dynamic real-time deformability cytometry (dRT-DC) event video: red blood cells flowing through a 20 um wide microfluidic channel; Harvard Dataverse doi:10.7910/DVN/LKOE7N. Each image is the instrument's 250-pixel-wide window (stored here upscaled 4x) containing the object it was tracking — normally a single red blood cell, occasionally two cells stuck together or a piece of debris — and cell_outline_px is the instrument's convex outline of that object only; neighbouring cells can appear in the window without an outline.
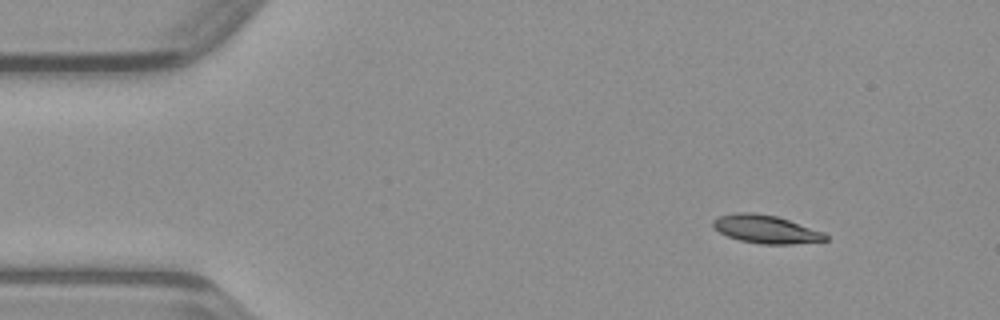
{"species": "common noctule bat (a hibernating species)", "species_latin": "Nyctalus noctula", "temperature_condition": "warm", "stored_images_in_passage": 43, "camera_frame_rate_fps": 3000, "um_per_image_px": 0.085, "animal": {"sex": "male", "body_mass_g": 23.1, "forearm_length_mm": 52.7}, "frame": {"image": 1, "passage_image": 1, "time_ms": 0.0, "image_size_px": [1000, 320], "cell_outline_px": [[828, 240], [792, 244], [760, 244], [740, 240], [728, 236], [712, 228], [712, 220], [720, 216], [732, 212], [752, 212], [776, 216], [824, 232], [828, 236]], "centroid_in_image_um": [65.07, 19.48], "position_along_channel_um": 19.9, "area_um2": 18.44}}
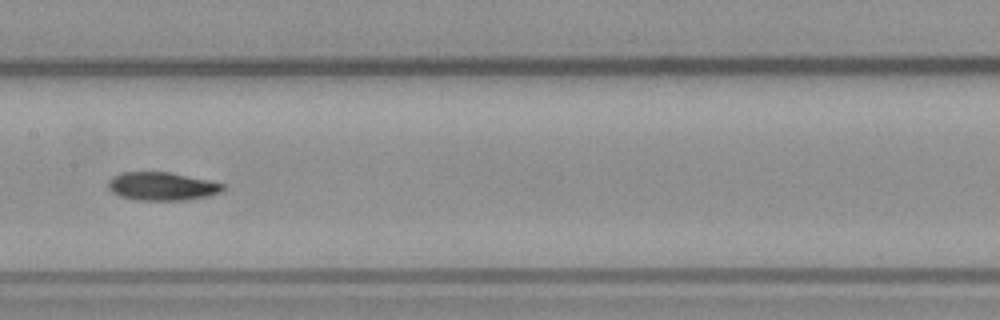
{"frame": {"image": 2, "passage_image": 19, "time_ms": 6.0, "image_size_px": [1000, 320], "cell_outline_px": [[224, 188], [220, 192], [208, 196], [184, 200], [140, 200], [120, 196], [112, 192], [108, 188], [108, 180], [112, 176], [120, 172], [168, 172], [212, 180], [224, 184]], "centroid_in_image_um": [13.76, 15.82], "position_along_channel_um": 193.6, "area_um2": 18.96}}
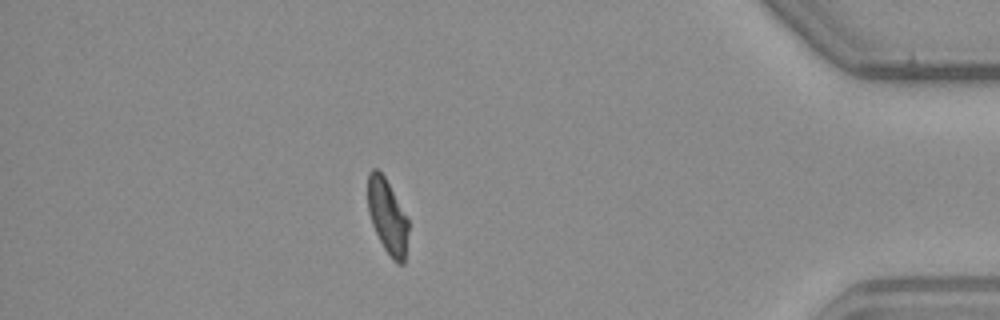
{"frame": {"image": 3, "passage_image": 37, "time_ms": 12.0, "image_size_px": [1000, 320], "cell_outline_px": [[408, 232], [404, 264], [396, 264], [392, 260], [384, 248], [372, 224], [368, 212], [368, 172], [372, 168], [376, 168], [384, 176], [408, 220]], "centroid_in_image_um": [32.92, 18.42], "position_along_channel_um": 402.3, "area_um2": 17.4}}